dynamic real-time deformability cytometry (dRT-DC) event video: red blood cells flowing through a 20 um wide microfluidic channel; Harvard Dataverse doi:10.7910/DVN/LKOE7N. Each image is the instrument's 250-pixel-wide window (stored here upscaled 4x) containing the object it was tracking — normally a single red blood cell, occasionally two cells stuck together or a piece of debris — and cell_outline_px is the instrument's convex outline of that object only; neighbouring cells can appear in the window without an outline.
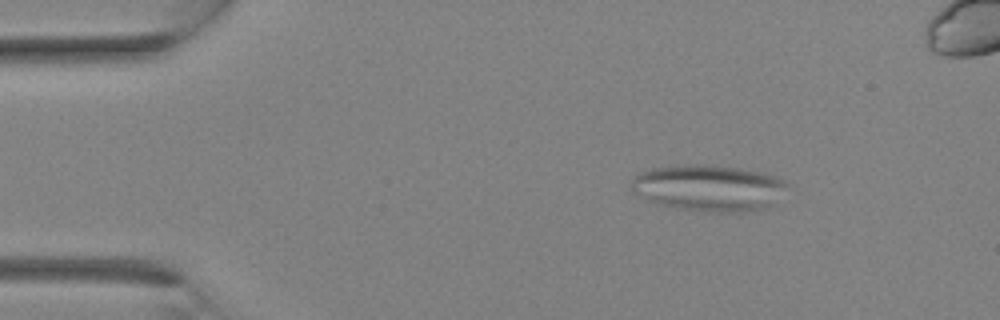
{"species": "Egyptian fruit bat (a non-hibernating species)", "species_latin": "Rousettus aegyptiacus", "temperature_condition": "room temperature", "stored_images_in_passage": 3, "camera_frame_rate_fps": 3000, "um_per_image_px": 0.085, "animal": {"sex": "female"}, "frame": {"image": 1, "passage_image": 1, "time_ms": 0.0, "image_size_px": [1000, 320], "cell_outline_px": [[788, 184], [772, 204], [756, 212], [704, 212], [676, 208], [656, 204], [632, 192], [632, 180], [640, 172], [652, 168], [696, 164], [704, 164], [740, 168], [760, 172], [776, 176], [784, 180]], "centroid_in_image_um": [60.23, 15.99], "position_along_channel_um": 24.8, "area_um2": 42.14}}